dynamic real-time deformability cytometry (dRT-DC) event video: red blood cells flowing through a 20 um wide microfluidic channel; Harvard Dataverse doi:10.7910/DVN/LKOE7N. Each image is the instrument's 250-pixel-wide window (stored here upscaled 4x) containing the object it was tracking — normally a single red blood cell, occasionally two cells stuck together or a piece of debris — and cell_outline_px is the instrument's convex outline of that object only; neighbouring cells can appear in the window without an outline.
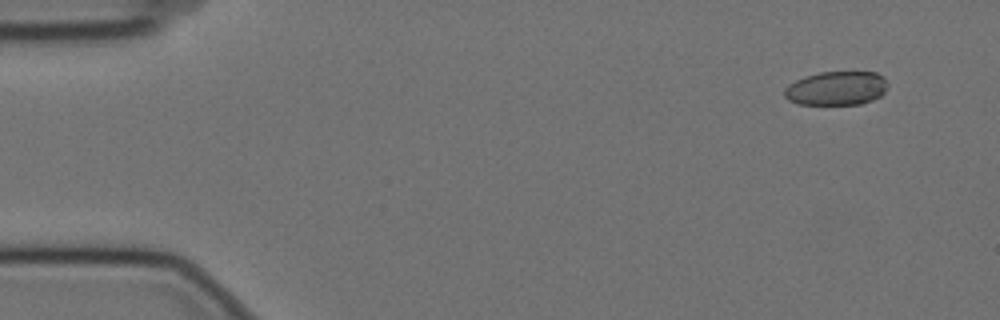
{"species": "Egyptian fruit bat (a non-hibernating species)", "species_latin": "Rousettus aegyptiacus", "temperature_condition": "cold", "stored_images_in_passage": 54, "camera_frame_rate_fps": 3000, "um_per_image_px": 0.085, "animal": {"sex": "female"}, "frame": {"image": 1, "passage_image": 1, "time_ms": 0.0, "image_size_px": [1000, 320], "cell_outline_px": [[888, 84], [884, 92], [880, 96], [872, 100], [860, 104], [796, 104], [788, 100], [784, 96], [784, 88], [788, 84], [804, 76], [820, 72], [876, 72], [884, 76]], "centroid_in_image_um": [71.08, 7.5], "position_along_channel_um": 13.9, "area_um2": 20.58}}
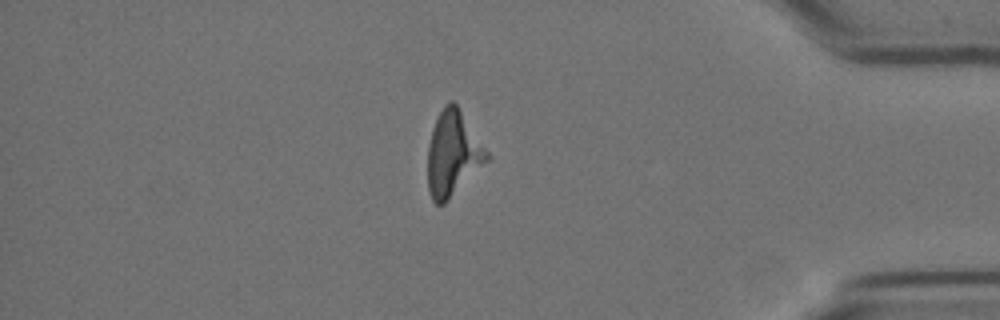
{"frame": {"image": 2, "passage_image": 46, "time_ms": 15.0, "image_size_px": [1000, 320], "cell_outline_px": [[488, 160], [444, 204], [436, 204], [432, 200], [428, 188], [428, 144], [432, 128], [444, 104], [448, 100], [452, 100], [456, 104], [488, 152]], "centroid_in_image_um": [38.46, 13.06], "position_along_channel_um": 396.7, "area_um2": 28.73}}
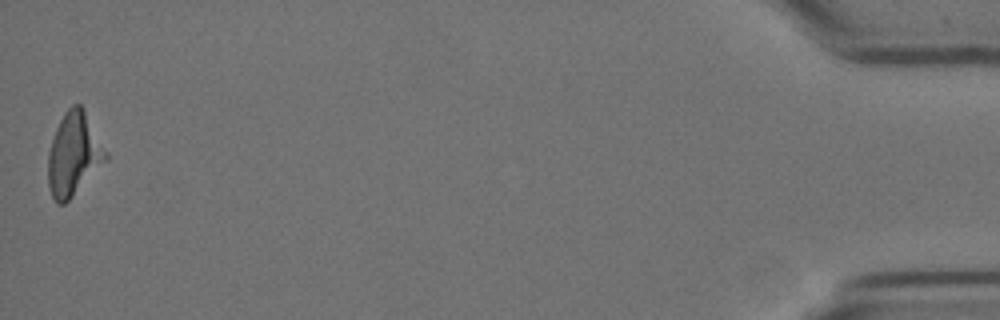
{"frame": {"image": 3, "passage_image": 54, "time_ms": 17.667, "image_size_px": [1000, 320], "cell_outline_px": [[108, 156], [72, 196], [64, 204], [56, 204], [52, 196], [48, 184], [48, 152], [56, 128], [64, 112], [72, 104], [80, 104]], "centroid_in_image_um": [6.2, 13.11], "position_along_channel_um": 429.0, "area_um2": 26.82}, "authors_computed_cell_mechanics": {"area_um2": 21.5883, "velocity_mm_per_s": 3.5083, "shape_relaxation_time_tau1_ms": 0.9345, "shape_relaxation_time_tau2_ms": null, "deformation_change_tau1": 0.3214, "deformation_change_tau2": null}}